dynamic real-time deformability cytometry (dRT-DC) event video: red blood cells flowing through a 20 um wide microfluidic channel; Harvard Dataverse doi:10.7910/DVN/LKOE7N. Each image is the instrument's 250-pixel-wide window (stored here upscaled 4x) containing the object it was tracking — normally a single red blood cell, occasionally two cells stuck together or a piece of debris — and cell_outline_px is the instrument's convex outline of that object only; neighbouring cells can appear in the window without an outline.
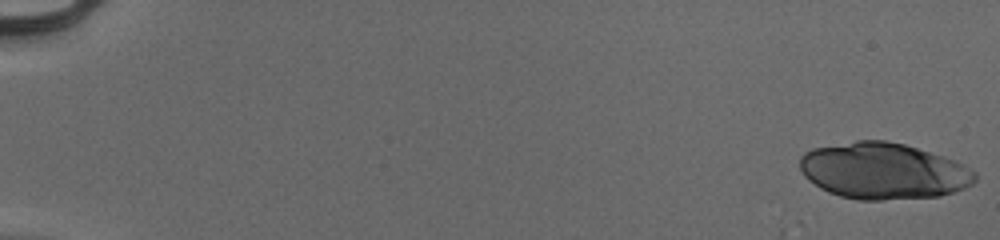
{"species": "human", "species_latin": "Homo sapiens", "temperature_condition": "cold", "stored_images_in_passage": 14, "camera_frame_rate_fps": 3000, "um_per_image_px": 0.085, "donor": {"sex": "male"}, "frame": {"image": 1, "passage_image": 1, "time_ms": 0.0, "image_size_px": [1000, 240], "cell_outline_px": [[976, 180], [972, 184], [964, 188], [940, 196], [884, 200], [856, 200], [840, 196], [828, 192], [820, 188], [808, 180], [804, 176], [800, 168], [800, 156], [804, 152], [812, 148], [856, 140], [884, 140], [904, 144], [944, 156], [964, 164], [976, 172]], "centroid_in_image_um": [75.07, 14.53], "position_along_channel_um": 9.9, "area_um2": 57.86}}
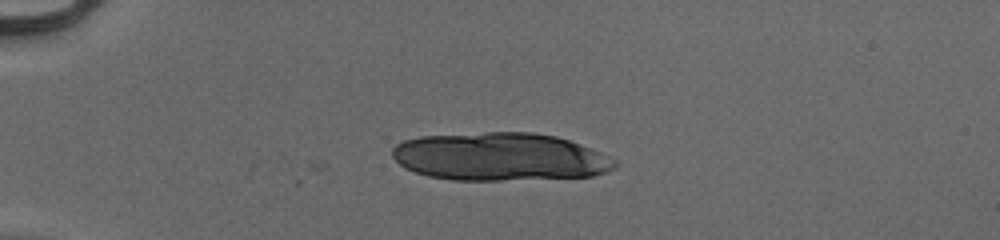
{"frame": {"image": 2, "passage_image": 14, "time_ms": 4.333, "image_size_px": [1000, 240], "cell_outline_px": [[620, 164], [616, 168], [608, 172], [592, 176], [500, 180], [452, 180], [428, 176], [404, 168], [392, 156], [392, 148], [396, 144], [404, 140], [420, 136], [488, 132], [532, 132], [556, 136], [580, 144], [600, 152], [616, 160]], "centroid_in_image_um": [42.51, 13.32], "position_along_channel_um": 42.5, "area_um2": 62.42}}